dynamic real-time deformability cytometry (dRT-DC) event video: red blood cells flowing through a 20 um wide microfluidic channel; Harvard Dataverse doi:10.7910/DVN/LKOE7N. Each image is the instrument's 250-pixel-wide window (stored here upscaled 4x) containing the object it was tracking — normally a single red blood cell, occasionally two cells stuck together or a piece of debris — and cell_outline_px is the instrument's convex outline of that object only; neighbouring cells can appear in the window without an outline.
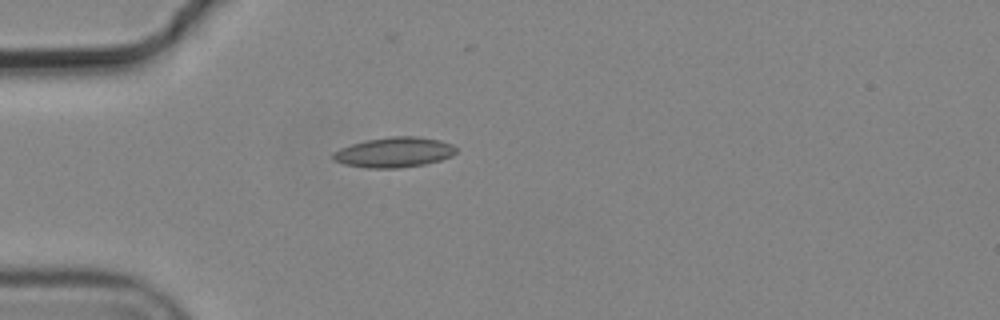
{"species": "common noctule bat (a hibernating species)", "species_latin": "Nyctalus noctula", "temperature_condition": "cold", "stored_images_in_passage": 2, "camera_frame_rate_fps": 3000, "um_per_image_px": 0.085, "animal": {"sex": "male", "body_mass_g": 19.2, "forearm_length_mm": 51.8}, "frame": {"image": 1, "passage_image": 1, "time_ms": 0.0, "image_size_px": [1000, 320], "cell_outline_px": [[456, 152], [452, 156], [440, 160], [424, 164], [400, 168], [368, 168], [344, 164], [332, 160], [332, 152], [340, 148], [352, 144], [368, 140], [388, 136], [416, 136], [440, 140], [452, 144], [456, 148]], "centroid_in_image_um": [33.49, 12.94], "position_along_channel_um": 51.5, "area_um2": 21.68}}